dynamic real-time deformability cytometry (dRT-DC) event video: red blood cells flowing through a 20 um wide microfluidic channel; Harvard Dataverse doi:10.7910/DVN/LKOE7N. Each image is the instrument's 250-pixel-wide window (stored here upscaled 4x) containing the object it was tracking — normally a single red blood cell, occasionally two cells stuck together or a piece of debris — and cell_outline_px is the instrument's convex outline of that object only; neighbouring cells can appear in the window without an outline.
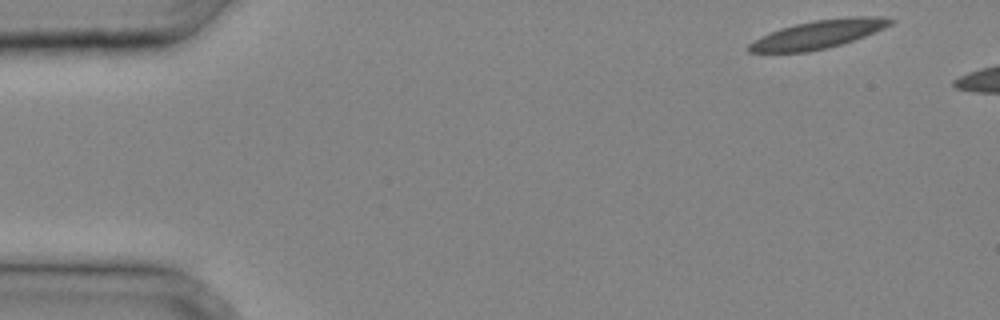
{"species": "common noctule bat (a hibernating species)", "species_latin": "Nyctalus noctula", "temperature_condition": "cold", "stored_images_in_passage": 5, "camera_frame_rate_fps": 3000, "um_per_image_px": 0.085, "animal": {"sex": "male", "body_mass_g": 20.4}, "frame": {"image": 1, "passage_image": 1, "time_ms": 0.0, "image_size_px": [1000, 320], "cell_outline_px": [[896, 20], [892, 24], [884, 28], [864, 36], [828, 48], [808, 52], [748, 52], [748, 44], [760, 36], [780, 28], [796, 24], [816, 20], [848, 16], [880, 16]], "centroid_in_image_um": [69.56, 2.91], "position_along_channel_um": 15.4, "area_um2": 23.24}}